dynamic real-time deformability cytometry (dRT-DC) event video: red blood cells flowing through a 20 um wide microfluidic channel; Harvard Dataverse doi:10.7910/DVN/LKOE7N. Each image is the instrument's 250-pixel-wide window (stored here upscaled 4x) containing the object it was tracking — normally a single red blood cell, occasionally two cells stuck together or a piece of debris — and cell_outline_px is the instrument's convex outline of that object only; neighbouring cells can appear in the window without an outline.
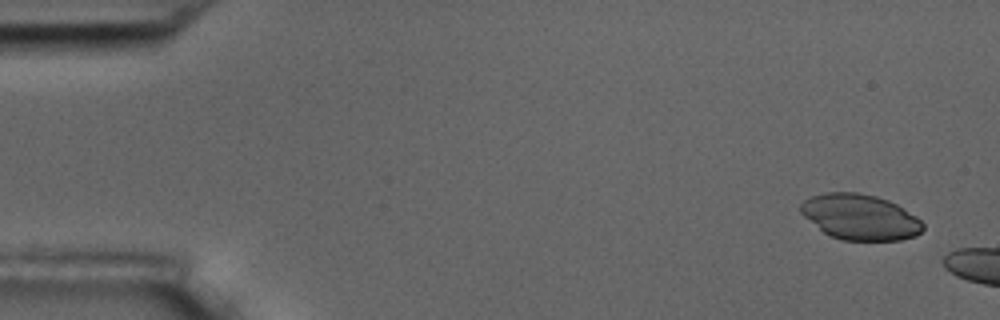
{"species": "common noctule bat (a hibernating species)", "species_latin": "Nyctalus noctula", "temperature_condition": "room temperature", "stored_images_in_passage": 2, "camera_frame_rate_fps": 3000, "um_per_image_px": 0.085, "animal": {"sex": "male", "body_mass_g": 17.5, "forearm_length_mm": 52.3}, "frame": {"image": 1, "passage_image": 1, "time_ms": 0.0, "image_size_px": [1000, 320], "cell_outline_px": [[924, 228], [916, 236], [900, 240], [844, 240], [832, 236], [824, 232], [804, 216], [800, 212], [800, 204], [804, 200], [812, 196], [824, 192], [856, 192], [876, 196], [888, 200], [896, 204], [916, 216], [924, 224]], "centroid_in_image_um": [73.11, 18.44], "position_along_channel_um": 11.9, "area_um2": 32.31}}